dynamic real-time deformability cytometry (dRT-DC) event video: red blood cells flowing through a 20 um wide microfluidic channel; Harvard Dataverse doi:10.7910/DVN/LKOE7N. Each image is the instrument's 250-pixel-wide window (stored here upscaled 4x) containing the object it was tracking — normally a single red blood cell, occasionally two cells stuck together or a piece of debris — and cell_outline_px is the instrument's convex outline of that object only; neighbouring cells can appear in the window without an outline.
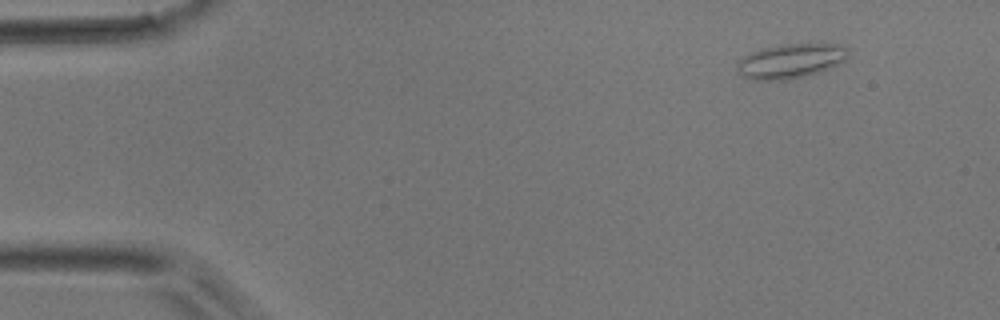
{"species": "common noctule bat (a hibernating species)", "species_latin": "Nyctalus noctula", "temperature_condition": "room temperature", "stored_images_in_passage": 44, "camera_frame_rate_fps": 3000, "um_per_image_px": 0.085, "animal": {"sex": "male", "body_mass_g": 17.9}, "frame": {"image": 1, "passage_image": 1, "time_ms": 0.0, "image_size_px": [1000, 320], "cell_outline_px": [[848, 56], [844, 60], [820, 72], [804, 76], [784, 80], [752, 80], [744, 76], [736, 68], [736, 64], [744, 56], [760, 48], [784, 44], [836, 44], [844, 48], [848, 52]], "centroid_in_image_um": [67.16, 5.19], "position_along_channel_um": 17.8, "area_um2": 22.02}}
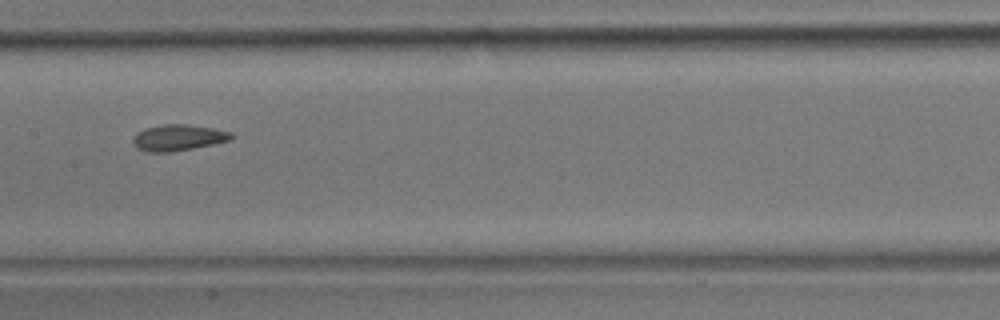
{"frame": {"image": 2, "passage_image": 20, "time_ms": 6.333, "image_size_px": [1000, 320], "cell_outline_px": [[236, 136], [232, 140], [192, 148], [168, 152], [148, 152], [136, 148], [132, 140], [136, 132], [144, 128], [164, 124], [184, 124], [212, 128], [232, 132]], "centroid_in_image_um": [15.15, 11.69], "position_along_channel_um": 192.3, "area_um2": 15.03}}
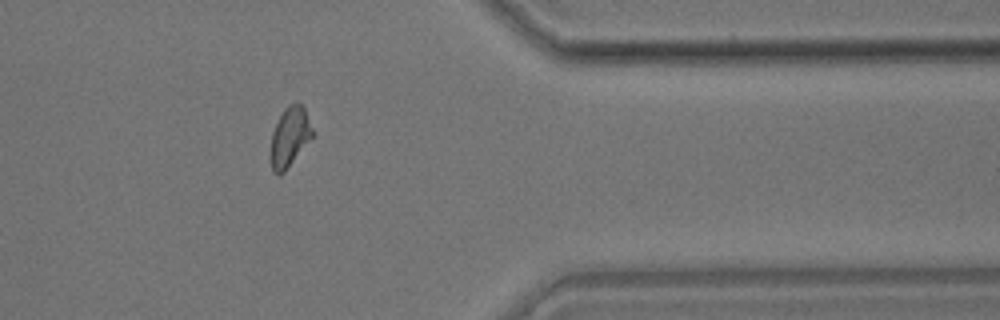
{"frame": {"image": 3, "passage_image": 35, "time_ms": 11.333, "image_size_px": [1000, 320], "cell_outline_px": [[312, 136], [284, 172], [280, 176], [276, 176], [272, 172], [268, 156], [268, 152], [272, 132], [284, 108], [288, 104], [300, 104], [304, 108], [312, 128]], "centroid_in_image_um": [24.54, 11.71], "position_along_channel_um": 386.9, "area_um2": 14.57}}